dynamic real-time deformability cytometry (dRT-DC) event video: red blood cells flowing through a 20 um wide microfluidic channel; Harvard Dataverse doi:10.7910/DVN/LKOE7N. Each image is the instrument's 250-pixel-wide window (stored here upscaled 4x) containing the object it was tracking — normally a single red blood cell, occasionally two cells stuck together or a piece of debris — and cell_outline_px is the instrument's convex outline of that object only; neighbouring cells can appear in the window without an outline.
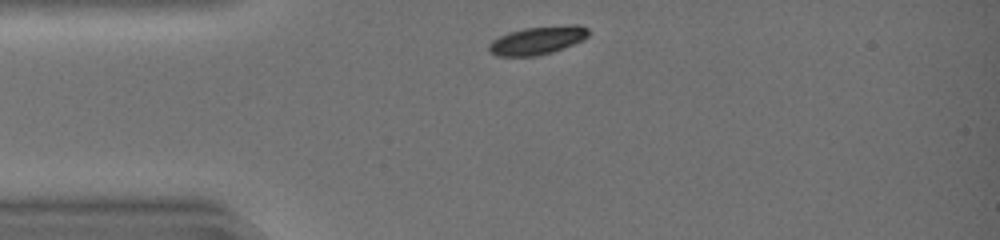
{"species": "common noctule bat (a hibernating species)", "species_latin": "Nyctalus noctula", "temperature_condition": "warm", "stored_images_in_passage": 24, "camera_frame_rate_fps": 3000, "um_per_image_px": 0.085, "animal": {"sex": "female", "body_mass_g": 19.0, "forearm_length_mm": 51.5}, "frame": {"image": 1, "passage_image": 1, "time_ms": 0.0, "image_size_px": [1000, 240], "cell_outline_px": [[588, 36], [584, 40], [552, 52], [536, 56], [496, 56], [488, 48], [488, 44], [492, 40], [508, 32], [524, 28], [572, 24], [580, 24], [588, 28]], "centroid_in_image_um": [45.7, 3.42], "position_along_channel_um": 39.3, "area_um2": 16.42}}
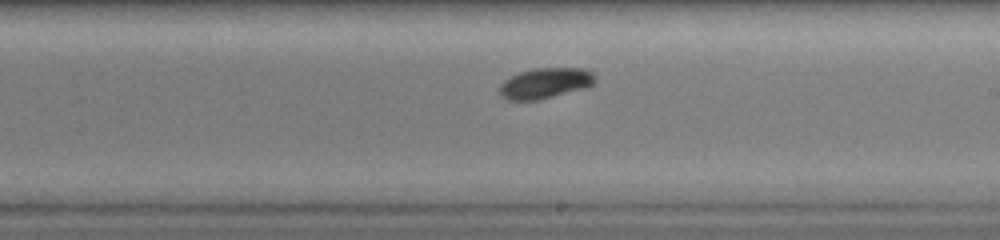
{"frame": {"image": 2, "passage_image": 17, "time_ms": 5.333, "image_size_px": [1000, 240], "cell_outline_px": [[596, 80], [588, 88], [540, 100], [508, 100], [500, 96], [500, 84], [504, 80], [520, 72], [532, 68], [584, 68], [592, 72], [596, 76]], "centroid_in_image_um": [46.38, 7.08], "position_along_channel_um": 242.6, "area_um2": 17.28}}
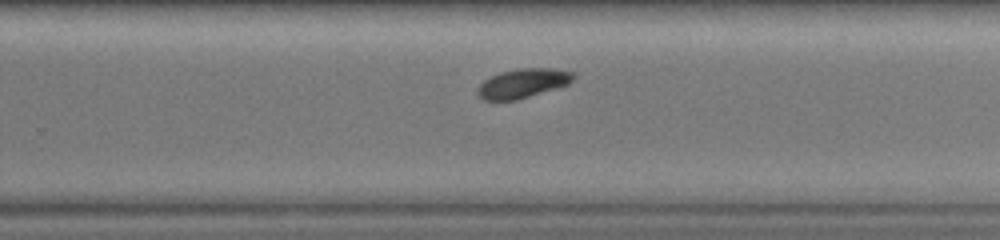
{"frame": {"image": 3, "passage_image": 20, "time_ms": 6.333, "image_size_px": [1000, 240], "cell_outline_px": [[576, 76], [568, 84], [560, 88], [516, 100], [484, 100], [476, 92], [476, 88], [484, 80], [500, 72], [516, 68], [552, 68], [576, 72]], "centroid_in_image_um": [44.48, 7.07], "position_along_channel_um": 285.3, "area_um2": 16.59}}